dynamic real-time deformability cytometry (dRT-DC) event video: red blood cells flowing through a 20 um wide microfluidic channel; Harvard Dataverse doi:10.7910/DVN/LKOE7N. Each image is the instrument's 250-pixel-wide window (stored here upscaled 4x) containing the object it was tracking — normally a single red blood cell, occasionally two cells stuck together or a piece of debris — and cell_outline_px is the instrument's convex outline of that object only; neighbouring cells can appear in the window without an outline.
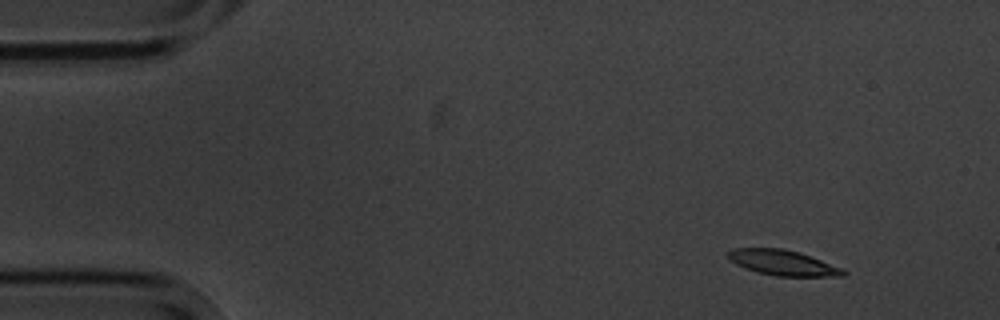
{"species": "common noctule bat (a hibernating species)", "species_latin": "Nyctalus noctula", "temperature_condition": "cold", "stored_images_in_passage": 4, "camera_frame_rate_fps": 3000, "um_per_image_px": 0.085, "animal": {"sex": "male", "body_mass_g": 20.1, "forearm_length_mm": 53.5}, "frame": {"image": 1, "passage_image": 1, "time_ms": 0.0, "image_size_px": [1000, 320], "cell_outline_px": [[848, 272], [844, 276], [776, 276], [756, 272], [744, 268], [736, 264], [728, 256], [728, 252], [732, 248], [780, 248], [796, 252], [820, 260], [840, 268]], "centroid_in_image_um": [66.5, 22.34], "position_along_channel_um": 18.5, "area_um2": 16.65}}